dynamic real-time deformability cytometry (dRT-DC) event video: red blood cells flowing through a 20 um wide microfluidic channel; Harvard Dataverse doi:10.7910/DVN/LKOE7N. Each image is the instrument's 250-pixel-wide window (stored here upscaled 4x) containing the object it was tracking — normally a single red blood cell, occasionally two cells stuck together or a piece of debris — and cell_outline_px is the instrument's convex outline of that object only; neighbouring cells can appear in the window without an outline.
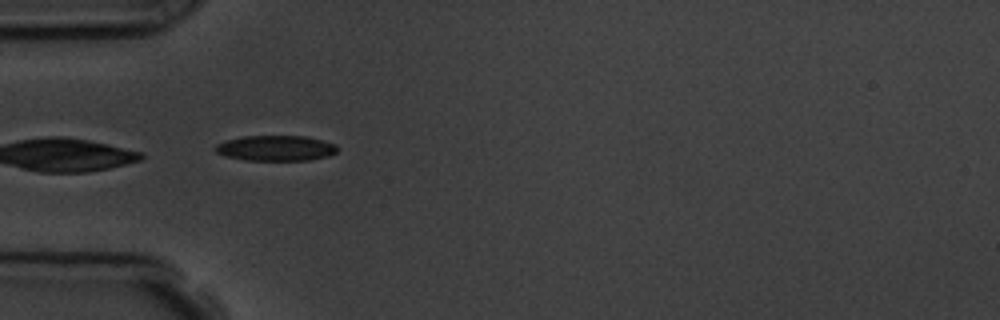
{"species": "common noctule bat (a hibernating species)", "species_latin": "Nyctalus noctula", "temperature_condition": "room temperature", "stored_images_in_passage": 16, "camera_frame_rate_fps": 3000, "um_per_image_px": 0.085, "animal": {"sex": "male", "body_mass_g": 19.5, "forearm_length_mm": 54.6}, "frame": {"image": 1, "passage_image": 5, "time_ms": 4.667, "image_size_px": [1000, 320], "cell_outline_px": [[336, 152], [328, 156], [312, 160], [244, 160], [224, 156], [216, 152], [212, 148], [216, 144], [228, 140], [244, 136], [308, 136], [336, 144]], "centroid_in_image_um": [23.42, 12.59], "position_along_channel_um": 61.6, "area_um2": 18.15}}
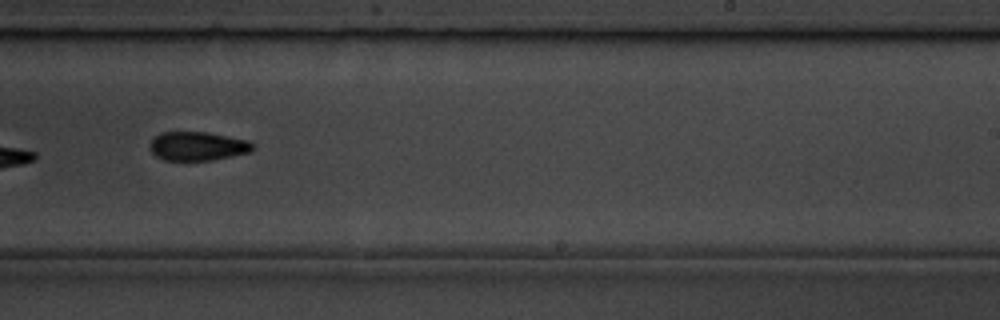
{"frame": {"image": 2, "passage_image": 10, "time_ms": 10.333, "image_size_px": [1000, 320], "cell_outline_px": [[256, 148], [252, 152], [212, 160], [164, 160], [156, 156], [152, 152], [152, 140], [160, 132], [208, 132], [248, 140], [256, 144]], "centroid_in_image_um": [16.89, 12.42], "position_along_channel_um": 272.1, "area_um2": 17.34}, "authors_computed_cell_mechanics": {"area_um2": 19.8543, "velocity_mm_per_s": 3.7657, "shape_relaxation_time_tau1_ms": 1.8625, "shape_relaxation_time_tau2_ms": 7.1307, "deformation_change_tau1": 0.1009, "deformation_change_tau2": 0.1309}}